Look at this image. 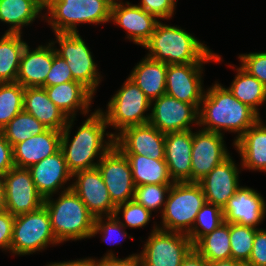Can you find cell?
<instances>
[{
  "instance_id": "obj_1",
  "label": "cell",
  "mask_w": 266,
  "mask_h": 266,
  "mask_svg": "<svg viewBox=\"0 0 266 266\" xmlns=\"http://www.w3.org/2000/svg\"><path fill=\"white\" fill-rule=\"evenodd\" d=\"M88 116L72 140L69 139L70 131L76 118H68L66 127L61 131L60 149L72 174L95 168L102 156L114 145V137L112 133L106 132L108 125L101 111L96 109ZM104 136H107L108 141ZM95 158L97 162H94Z\"/></svg>"
},
{
  "instance_id": "obj_2",
  "label": "cell",
  "mask_w": 266,
  "mask_h": 266,
  "mask_svg": "<svg viewBox=\"0 0 266 266\" xmlns=\"http://www.w3.org/2000/svg\"><path fill=\"white\" fill-rule=\"evenodd\" d=\"M260 118L217 81L205 91L199 108V127L220 134L226 131L237 133L233 143Z\"/></svg>"
},
{
  "instance_id": "obj_3",
  "label": "cell",
  "mask_w": 266,
  "mask_h": 266,
  "mask_svg": "<svg viewBox=\"0 0 266 266\" xmlns=\"http://www.w3.org/2000/svg\"><path fill=\"white\" fill-rule=\"evenodd\" d=\"M147 57L170 64L220 62L221 55L181 27L159 21L148 42L143 46Z\"/></svg>"
},
{
  "instance_id": "obj_4",
  "label": "cell",
  "mask_w": 266,
  "mask_h": 266,
  "mask_svg": "<svg viewBox=\"0 0 266 266\" xmlns=\"http://www.w3.org/2000/svg\"><path fill=\"white\" fill-rule=\"evenodd\" d=\"M59 193L55 200L52 196L44 199L43 205L56 240L63 243L91 238L95 217L72 189Z\"/></svg>"
},
{
  "instance_id": "obj_5",
  "label": "cell",
  "mask_w": 266,
  "mask_h": 266,
  "mask_svg": "<svg viewBox=\"0 0 266 266\" xmlns=\"http://www.w3.org/2000/svg\"><path fill=\"white\" fill-rule=\"evenodd\" d=\"M113 1L44 0L47 14L43 15L54 33H77V25L110 22Z\"/></svg>"
},
{
  "instance_id": "obj_6",
  "label": "cell",
  "mask_w": 266,
  "mask_h": 266,
  "mask_svg": "<svg viewBox=\"0 0 266 266\" xmlns=\"http://www.w3.org/2000/svg\"><path fill=\"white\" fill-rule=\"evenodd\" d=\"M206 197L198 182H174L167 195L159 229L188 234ZM162 223V224H161Z\"/></svg>"
},
{
  "instance_id": "obj_7",
  "label": "cell",
  "mask_w": 266,
  "mask_h": 266,
  "mask_svg": "<svg viewBox=\"0 0 266 266\" xmlns=\"http://www.w3.org/2000/svg\"><path fill=\"white\" fill-rule=\"evenodd\" d=\"M99 110L104 115L107 125L117 130L112 133L115 138L127 127L149 123L151 113L144 114L151 110V101L128 77L122 87L110 98L106 112Z\"/></svg>"
},
{
  "instance_id": "obj_8",
  "label": "cell",
  "mask_w": 266,
  "mask_h": 266,
  "mask_svg": "<svg viewBox=\"0 0 266 266\" xmlns=\"http://www.w3.org/2000/svg\"><path fill=\"white\" fill-rule=\"evenodd\" d=\"M60 244L51 228L47 209L42 206L36 211L15 216L10 252L19 256L45 250L49 245Z\"/></svg>"
},
{
  "instance_id": "obj_9",
  "label": "cell",
  "mask_w": 266,
  "mask_h": 266,
  "mask_svg": "<svg viewBox=\"0 0 266 266\" xmlns=\"http://www.w3.org/2000/svg\"><path fill=\"white\" fill-rule=\"evenodd\" d=\"M193 249L187 234L159 229L156 223L138 253L140 266H181Z\"/></svg>"
},
{
  "instance_id": "obj_10",
  "label": "cell",
  "mask_w": 266,
  "mask_h": 266,
  "mask_svg": "<svg viewBox=\"0 0 266 266\" xmlns=\"http://www.w3.org/2000/svg\"><path fill=\"white\" fill-rule=\"evenodd\" d=\"M55 41L52 44H59L60 48H56V53L65 59L75 81L81 82L94 95L96 88L102 81L98 72L97 64L94 62L92 52L88 45L77 33H54Z\"/></svg>"
},
{
  "instance_id": "obj_11",
  "label": "cell",
  "mask_w": 266,
  "mask_h": 266,
  "mask_svg": "<svg viewBox=\"0 0 266 266\" xmlns=\"http://www.w3.org/2000/svg\"><path fill=\"white\" fill-rule=\"evenodd\" d=\"M96 167L115 206L133 200L136 186L130 163L115 144L102 156Z\"/></svg>"
},
{
  "instance_id": "obj_12",
  "label": "cell",
  "mask_w": 266,
  "mask_h": 266,
  "mask_svg": "<svg viewBox=\"0 0 266 266\" xmlns=\"http://www.w3.org/2000/svg\"><path fill=\"white\" fill-rule=\"evenodd\" d=\"M149 123L164 134L192 130L191 124L199 126V107L165 94L151 102Z\"/></svg>"
},
{
  "instance_id": "obj_13",
  "label": "cell",
  "mask_w": 266,
  "mask_h": 266,
  "mask_svg": "<svg viewBox=\"0 0 266 266\" xmlns=\"http://www.w3.org/2000/svg\"><path fill=\"white\" fill-rule=\"evenodd\" d=\"M224 134L201 129L192 131L191 182H198L230 156Z\"/></svg>"
},
{
  "instance_id": "obj_14",
  "label": "cell",
  "mask_w": 266,
  "mask_h": 266,
  "mask_svg": "<svg viewBox=\"0 0 266 266\" xmlns=\"http://www.w3.org/2000/svg\"><path fill=\"white\" fill-rule=\"evenodd\" d=\"M6 211L16 216L33 212L44 205V198L37 191L27 168H11L3 175Z\"/></svg>"
},
{
  "instance_id": "obj_15",
  "label": "cell",
  "mask_w": 266,
  "mask_h": 266,
  "mask_svg": "<svg viewBox=\"0 0 266 266\" xmlns=\"http://www.w3.org/2000/svg\"><path fill=\"white\" fill-rule=\"evenodd\" d=\"M203 64L205 63L167 65L165 94L200 108L205 94Z\"/></svg>"
},
{
  "instance_id": "obj_16",
  "label": "cell",
  "mask_w": 266,
  "mask_h": 266,
  "mask_svg": "<svg viewBox=\"0 0 266 266\" xmlns=\"http://www.w3.org/2000/svg\"><path fill=\"white\" fill-rule=\"evenodd\" d=\"M75 177V178H74ZM71 189L96 217L114 216L116 206L110 199L108 189L97 167L73 174Z\"/></svg>"
},
{
  "instance_id": "obj_17",
  "label": "cell",
  "mask_w": 266,
  "mask_h": 266,
  "mask_svg": "<svg viewBox=\"0 0 266 266\" xmlns=\"http://www.w3.org/2000/svg\"><path fill=\"white\" fill-rule=\"evenodd\" d=\"M124 154H139L165 160V134L150 123L125 128L114 138Z\"/></svg>"
},
{
  "instance_id": "obj_18",
  "label": "cell",
  "mask_w": 266,
  "mask_h": 266,
  "mask_svg": "<svg viewBox=\"0 0 266 266\" xmlns=\"http://www.w3.org/2000/svg\"><path fill=\"white\" fill-rule=\"evenodd\" d=\"M110 21L123 28L128 40L144 46L150 39L159 20L138 5L122 0H114L111 8Z\"/></svg>"
},
{
  "instance_id": "obj_19",
  "label": "cell",
  "mask_w": 266,
  "mask_h": 266,
  "mask_svg": "<svg viewBox=\"0 0 266 266\" xmlns=\"http://www.w3.org/2000/svg\"><path fill=\"white\" fill-rule=\"evenodd\" d=\"M28 170L31 173L37 191L44 199L50 196L53 197L56 192L58 194L59 190L62 192L71 189L72 184L65 188L67 182L73 179V174L67 167L61 149L30 166Z\"/></svg>"
},
{
  "instance_id": "obj_20",
  "label": "cell",
  "mask_w": 266,
  "mask_h": 266,
  "mask_svg": "<svg viewBox=\"0 0 266 266\" xmlns=\"http://www.w3.org/2000/svg\"><path fill=\"white\" fill-rule=\"evenodd\" d=\"M224 222L258 229L266 215V201L258 191L240 186L223 209Z\"/></svg>"
},
{
  "instance_id": "obj_21",
  "label": "cell",
  "mask_w": 266,
  "mask_h": 266,
  "mask_svg": "<svg viewBox=\"0 0 266 266\" xmlns=\"http://www.w3.org/2000/svg\"><path fill=\"white\" fill-rule=\"evenodd\" d=\"M235 164L230 155L209 174L198 181L206 197V202L224 209L228 200L234 196L240 187V170Z\"/></svg>"
},
{
  "instance_id": "obj_22",
  "label": "cell",
  "mask_w": 266,
  "mask_h": 266,
  "mask_svg": "<svg viewBox=\"0 0 266 266\" xmlns=\"http://www.w3.org/2000/svg\"><path fill=\"white\" fill-rule=\"evenodd\" d=\"M192 130L165 134V162L173 182H191Z\"/></svg>"
},
{
  "instance_id": "obj_23",
  "label": "cell",
  "mask_w": 266,
  "mask_h": 266,
  "mask_svg": "<svg viewBox=\"0 0 266 266\" xmlns=\"http://www.w3.org/2000/svg\"><path fill=\"white\" fill-rule=\"evenodd\" d=\"M26 45L19 64L16 82L25 87H45L46 77L53 62V44L38 45L30 50Z\"/></svg>"
},
{
  "instance_id": "obj_24",
  "label": "cell",
  "mask_w": 266,
  "mask_h": 266,
  "mask_svg": "<svg viewBox=\"0 0 266 266\" xmlns=\"http://www.w3.org/2000/svg\"><path fill=\"white\" fill-rule=\"evenodd\" d=\"M61 131L47 129L13 146L15 167L29 168L60 149Z\"/></svg>"
},
{
  "instance_id": "obj_25",
  "label": "cell",
  "mask_w": 266,
  "mask_h": 266,
  "mask_svg": "<svg viewBox=\"0 0 266 266\" xmlns=\"http://www.w3.org/2000/svg\"><path fill=\"white\" fill-rule=\"evenodd\" d=\"M48 98L68 117L76 118L78 110L88 115L94 94L81 82L70 81L44 87Z\"/></svg>"
},
{
  "instance_id": "obj_26",
  "label": "cell",
  "mask_w": 266,
  "mask_h": 266,
  "mask_svg": "<svg viewBox=\"0 0 266 266\" xmlns=\"http://www.w3.org/2000/svg\"><path fill=\"white\" fill-rule=\"evenodd\" d=\"M242 169L266 172V125L260 118L234 143Z\"/></svg>"
},
{
  "instance_id": "obj_27",
  "label": "cell",
  "mask_w": 266,
  "mask_h": 266,
  "mask_svg": "<svg viewBox=\"0 0 266 266\" xmlns=\"http://www.w3.org/2000/svg\"><path fill=\"white\" fill-rule=\"evenodd\" d=\"M23 110L48 129L62 131L68 117L48 98L44 87H25Z\"/></svg>"
},
{
  "instance_id": "obj_28",
  "label": "cell",
  "mask_w": 266,
  "mask_h": 266,
  "mask_svg": "<svg viewBox=\"0 0 266 266\" xmlns=\"http://www.w3.org/2000/svg\"><path fill=\"white\" fill-rule=\"evenodd\" d=\"M167 64L145 56L128 76L152 102L166 93Z\"/></svg>"
},
{
  "instance_id": "obj_29",
  "label": "cell",
  "mask_w": 266,
  "mask_h": 266,
  "mask_svg": "<svg viewBox=\"0 0 266 266\" xmlns=\"http://www.w3.org/2000/svg\"><path fill=\"white\" fill-rule=\"evenodd\" d=\"M44 0H0V21L9 24L5 33L22 34V28L36 18L44 20Z\"/></svg>"
},
{
  "instance_id": "obj_30",
  "label": "cell",
  "mask_w": 266,
  "mask_h": 266,
  "mask_svg": "<svg viewBox=\"0 0 266 266\" xmlns=\"http://www.w3.org/2000/svg\"><path fill=\"white\" fill-rule=\"evenodd\" d=\"M135 186L146 184H173L165 160H156L139 154H125Z\"/></svg>"
},
{
  "instance_id": "obj_31",
  "label": "cell",
  "mask_w": 266,
  "mask_h": 266,
  "mask_svg": "<svg viewBox=\"0 0 266 266\" xmlns=\"http://www.w3.org/2000/svg\"><path fill=\"white\" fill-rule=\"evenodd\" d=\"M27 43L21 34L4 33L0 38V83L16 82L22 53Z\"/></svg>"
},
{
  "instance_id": "obj_32",
  "label": "cell",
  "mask_w": 266,
  "mask_h": 266,
  "mask_svg": "<svg viewBox=\"0 0 266 266\" xmlns=\"http://www.w3.org/2000/svg\"><path fill=\"white\" fill-rule=\"evenodd\" d=\"M235 70L237 74L230 87L227 88L234 97L240 102L248 105L260 116L258 106L266 102V87L241 66L238 68L236 67Z\"/></svg>"
},
{
  "instance_id": "obj_33",
  "label": "cell",
  "mask_w": 266,
  "mask_h": 266,
  "mask_svg": "<svg viewBox=\"0 0 266 266\" xmlns=\"http://www.w3.org/2000/svg\"><path fill=\"white\" fill-rule=\"evenodd\" d=\"M194 249L203 256L208 263L231 259L230 223H222L211 233L203 236Z\"/></svg>"
},
{
  "instance_id": "obj_34",
  "label": "cell",
  "mask_w": 266,
  "mask_h": 266,
  "mask_svg": "<svg viewBox=\"0 0 266 266\" xmlns=\"http://www.w3.org/2000/svg\"><path fill=\"white\" fill-rule=\"evenodd\" d=\"M48 128L24 110L18 113L1 131L13 147L15 144L39 135Z\"/></svg>"
},
{
  "instance_id": "obj_35",
  "label": "cell",
  "mask_w": 266,
  "mask_h": 266,
  "mask_svg": "<svg viewBox=\"0 0 266 266\" xmlns=\"http://www.w3.org/2000/svg\"><path fill=\"white\" fill-rule=\"evenodd\" d=\"M24 90L18 82L0 83V131L23 111Z\"/></svg>"
},
{
  "instance_id": "obj_36",
  "label": "cell",
  "mask_w": 266,
  "mask_h": 266,
  "mask_svg": "<svg viewBox=\"0 0 266 266\" xmlns=\"http://www.w3.org/2000/svg\"><path fill=\"white\" fill-rule=\"evenodd\" d=\"M224 223L223 209L206 202L198 212L191 231L187 236L195 245L203 236L211 233Z\"/></svg>"
},
{
  "instance_id": "obj_37",
  "label": "cell",
  "mask_w": 266,
  "mask_h": 266,
  "mask_svg": "<svg viewBox=\"0 0 266 266\" xmlns=\"http://www.w3.org/2000/svg\"><path fill=\"white\" fill-rule=\"evenodd\" d=\"M256 228L230 223L231 259L246 264L252 253Z\"/></svg>"
},
{
  "instance_id": "obj_38",
  "label": "cell",
  "mask_w": 266,
  "mask_h": 266,
  "mask_svg": "<svg viewBox=\"0 0 266 266\" xmlns=\"http://www.w3.org/2000/svg\"><path fill=\"white\" fill-rule=\"evenodd\" d=\"M172 184H146L135 187L134 198L151 213L157 209L162 214Z\"/></svg>"
},
{
  "instance_id": "obj_39",
  "label": "cell",
  "mask_w": 266,
  "mask_h": 266,
  "mask_svg": "<svg viewBox=\"0 0 266 266\" xmlns=\"http://www.w3.org/2000/svg\"><path fill=\"white\" fill-rule=\"evenodd\" d=\"M122 215L125 222L120 220ZM114 216L125 227L141 228L145 227L151 220L152 213L135 200H130L126 203L116 206Z\"/></svg>"
},
{
  "instance_id": "obj_40",
  "label": "cell",
  "mask_w": 266,
  "mask_h": 266,
  "mask_svg": "<svg viewBox=\"0 0 266 266\" xmlns=\"http://www.w3.org/2000/svg\"><path fill=\"white\" fill-rule=\"evenodd\" d=\"M125 229L115 216L96 217L91 238L100 233L103 241L109 245L111 243L118 245L120 241L127 237Z\"/></svg>"
},
{
  "instance_id": "obj_41",
  "label": "cell",
  "mask_w": 266,
  "mask_h": 266,
  "mask_svg": "<svg viewBox=\"0 0 266 266\" xmlns=\"http://www.w3.org/2000/svg\"><path fill=\"white\" fill-rule=\"evenodd\" d=\"M241 66L251 76L257 78L266 87V52L240 54Z\"/></svg>"
},
{
  "instance_id": "obj_42",
  "label": "cell",
  "mask_w": 266,
  "mask_h": 266,
  "mask_svg": "<svg viewBox=\"0 0 266 266\" xmlns=\"http://www.w3.org/2000/svg\"><path fill=\"white\" fill-rule=\"evenodd\" d=\"M75 81L72 72L64 58L56 53L53 44V62L47 74L45 87Z\"/></svg>"
},
{
  "instance_id": "obj_43",
  "label": "cell",
  "mask_w": 266,
  "mask_h": 266,
  "mask_svg": "<svg viewBox=\"0 0 266 266\" xmlns=\"http://www.w3.org/2000/svg\"><path fill=\"white\" fill-rule=\"evenodd\" d=\"M246 266H266V229L258 228L255 233L252 253Z\"/></svg>"
},
{
  "instance_id": "obj_44",
  "label": "cell",
  "mask_w": 266,
  "mask_h": 266,
  "mask_svg": "<svg viewBox=\"0 0 266 266\" xmlns=\"http://www.w3.org/2000/svg\"><path fill=\"white\" fill-rule=\"evenodd\" d=\"M138 6L149 14L154 15L158 20L172 19L175 8L168 0H141Z\"/></svg>"
},
{
  "instance_id": "obj_45",
  "label": "cell",
  "mask_w": 266,
  "mask_h": 266,
  "mask_svg": "<svg viewBox=\"0 0 266 266\" xmlns=\"http://www.w3.org/2000/svg\"><path fill=\"white\" fill-rule=\"evenodd\" d=\"M91 266H140V260L138 254L134 253L126 258L119 259L110 250L99 260L91 258Z\"/></svg>"
},
{
  "instance_id": "obj_46",
  "label": "cell",
  "mask_w": 266,
  "mask_h": 266,
  "mask_svg": "<svg viewBox=\"0 0 266 266\" xmlns=\"http://www.w3.org/2000/svg\"><path fill=\"white\" fill-rule=\"evenodd\" d=\"M14 219L8 211L0 213V249L5 252H10Z\"/></svg>"
},
{
  "instance_id": "obj_47",
  "label": "cell",
  "mask_w": 266,
  "mask_h": 266,
  "mask_svg": "<svg viewBox=\"0 0 266 266\" xmlns=\"http://www.w3.org/2000/svg\"><path fill=\"white\" fill-rule=\"evenodd\" d=\"M13 167H15L13 147L5 139L2 131H0V176L6 174Z\"/></svg>"
},
{
  "instance_id": "obj_48",
  "label": "cell",
  "mask_w": 266,
  "mask_h": 266,
  "mask_svg": "<svg viewBox=\"0 0 266 266\" xmlns=\"http://www.w3.org/2000/svg\"><path fill=\"white\" fill-rule=\"evenodd\" d=\"M181 266H208V261L193 249L182 261Z\"/></svg>"
},
{
  "instance_id": "obj_49",
  "label": "cell",
  "mask_w": 266,
  "mask_h": 266,
  "mask_svg": "<svg viewBox=\"0 0 266 266\" xmlns=\"http://www.w3.org/2000/svg\"><path fill=\"white\" fill-rule=\"evenodd\" d=\"M46 266H91V258L77 259V260H69L62 262H51Z\"/></svg>"
},
{
  "instance_id": "obj_50",
  "label": "cell",
  "mask_w": 266,
  "mask_h": 266,
  "mask_svg": "<svg viewBox=\"0 0 266 266\" xmlns=\"http://www.w3.org/2000/svg\"><path fill=\"white\" fill-rule=\"evenodd\" d=\"M208 266H246V265L238 261H234L233 259H230V260L209 262Z\"/></svg>"
},
{
  "instance_id": "obj_51",
  "label": "cell",
  "mask_w": 266,
  "mask_h": 266,
  "mask_svg": "<svg viewBox=\"0 0 266 266\" xmlns=\"http://www.w3.org/2000/svg\"><path fill=\"white\" fill-rule=\"evenodd\" d=\"M6 211V197L3 176H0V213Z\"/></svg>"
},
{
  "instance_id": "obj_52",
  "label": "cell",
  "mask_w": 266,
  "mask_h": 266,
  "mask_svg": "<svg viewBox=\"0 0 266 266\" xmlns=\"http://www.w3.org/2000/svg\"><path fill=\"white\" fill-rule=\"evenodd\" d=\"M170 2V4L176 8V3H177V0H168Z\"/></svg>"
}]
</instances>
